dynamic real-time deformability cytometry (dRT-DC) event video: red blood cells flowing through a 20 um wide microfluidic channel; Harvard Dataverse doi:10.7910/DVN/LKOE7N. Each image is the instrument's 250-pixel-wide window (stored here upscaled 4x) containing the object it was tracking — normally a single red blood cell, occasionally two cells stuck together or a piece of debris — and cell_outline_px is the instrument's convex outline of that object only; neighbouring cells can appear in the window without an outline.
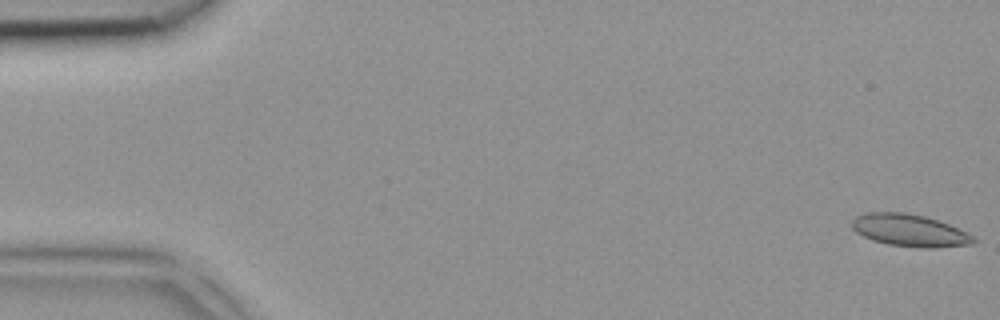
{"species": "common noctule bat (a hibernating species)", "species_latin": "Nyctalus noctula", "temperature_condition": "room temperature", "stored_images_in_passage": 5, "camera_frame_rate_fps": 3000, "um_per_image_px": 0.085, "animal": {"sex": "female", "body_mass_g": 18.4}, "frame": {"image": 1, "passage_image": 1, "time_ms": 0.0, "image_size_px": [1000, 320], "cell_outline_px": [[976, 240], [972, 244], [932, 248], [924, 248], [888, 244], [872, 240], [856, 232], [852, 228], [852, 220], [856, 216], [868, 212], [904, 212], [924, 216], [948, 224], [968, 232]], "centroid_in_image_um": [77.31, 19.58], "position_along_channel_um": 7.7, "area_um2": 22.66}}